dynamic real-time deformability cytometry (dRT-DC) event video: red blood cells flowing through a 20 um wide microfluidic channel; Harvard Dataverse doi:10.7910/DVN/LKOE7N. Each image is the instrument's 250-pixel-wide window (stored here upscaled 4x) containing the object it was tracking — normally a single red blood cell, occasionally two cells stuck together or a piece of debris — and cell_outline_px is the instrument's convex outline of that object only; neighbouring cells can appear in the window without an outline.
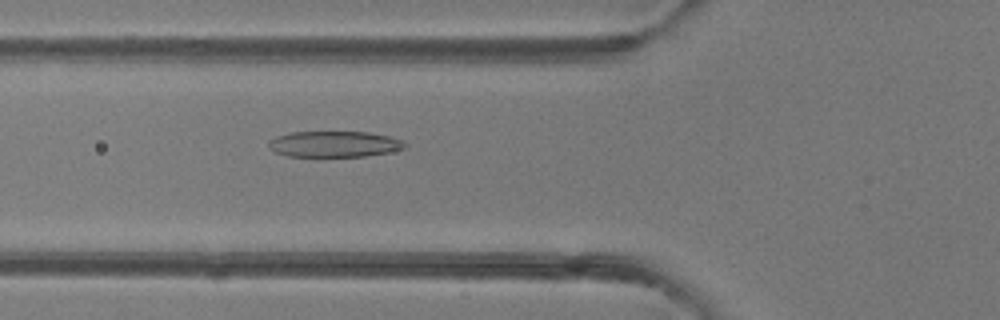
{"species": "common noctule bat (a hibernating species)", "species_latin": "Nyctalus noctula", "temperature_condition": "room temperature", "stored_images_in_passage": 49, "camera_frame_rate_fps": 3000, "um_per_image_px": 0.085, "animal": {"sex": "female"}, "frame": {"image": 1, "passage_image": 18, "time_ms": 5.667, "image_size_px": [1000, 320], "cell_outline_px": [[408, 144], [404, 148], [388, 152], [364, 156], [288, 156], [276, 152], [268, 148], [268, 140], [276, 136], [292, 132], [368, 132], [388, 136], [404, 140]], "centroid_in_image_um": [28.4, 12.24], "position_along_channel_um": 97.4, "area_um2": 20.58}}
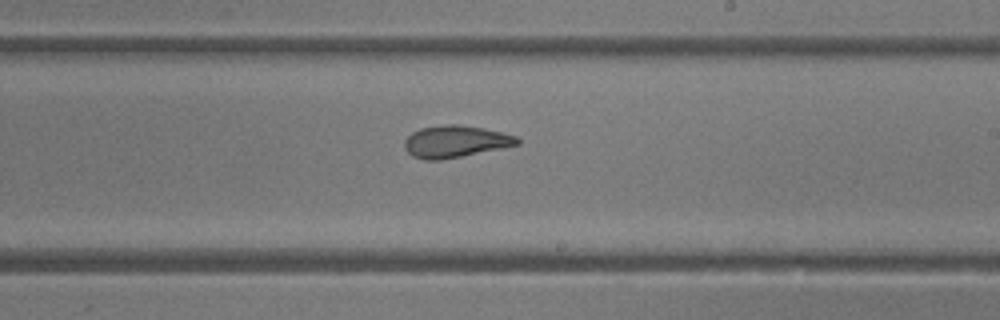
{"frame": {"image": 2, "passage_image": 29, "time_ms": 9.333, "image_size_px": [1000, 320], "cell_outline_px": [[520, 144], [440, 160], [424, 160], [412, 156], [404, 148], [404, 140], [412, 132], [420, 128], [444, 124], [460, 124], [484, 128], [516, 136], [520, 140]], "centroid_in_image_um": [38.67, 12.02], "position_along_channel_um": 250.3, "area_um2": 20.92}}
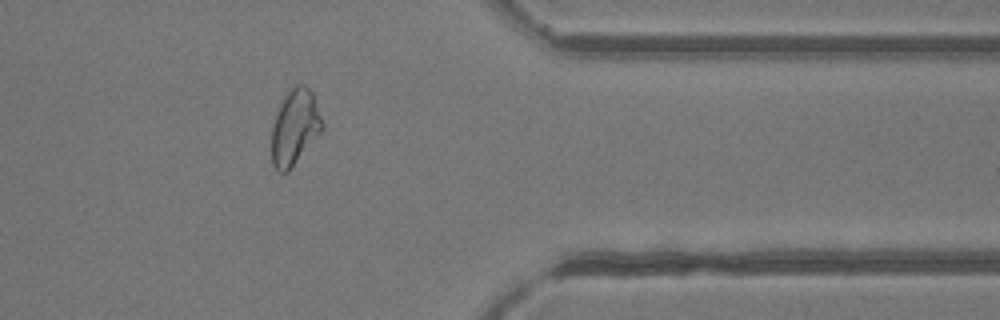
{"frame": {"image": 3, "passage_image": 40, "time_ms": 13.0, "image_size_px": [1000, 320], "cell_outline_px": [[324, 128], [292, 168], [288, 172], [280, 172], [272, 164], [272, 124], [280, 104], [284, 96], [292, 84], [304, 84], [312, 92], [324, 124]], "centroid_in_image_um": [25.06, 10.8], "position_along_channel_um": 386.3, "area_um2": 22.37}, "authors_computed_cell_mechanics": {"area_um2": 22.9466, "velocity_mm_per_s": 4.1559, "shape_relaxation_time_tau1_ms": 5.2966, "shape_relaxation_time_tau2_ms": 1.8764, "deformation_change_tau1": 0.21, "deformation_change_tau2": 0.0821}}